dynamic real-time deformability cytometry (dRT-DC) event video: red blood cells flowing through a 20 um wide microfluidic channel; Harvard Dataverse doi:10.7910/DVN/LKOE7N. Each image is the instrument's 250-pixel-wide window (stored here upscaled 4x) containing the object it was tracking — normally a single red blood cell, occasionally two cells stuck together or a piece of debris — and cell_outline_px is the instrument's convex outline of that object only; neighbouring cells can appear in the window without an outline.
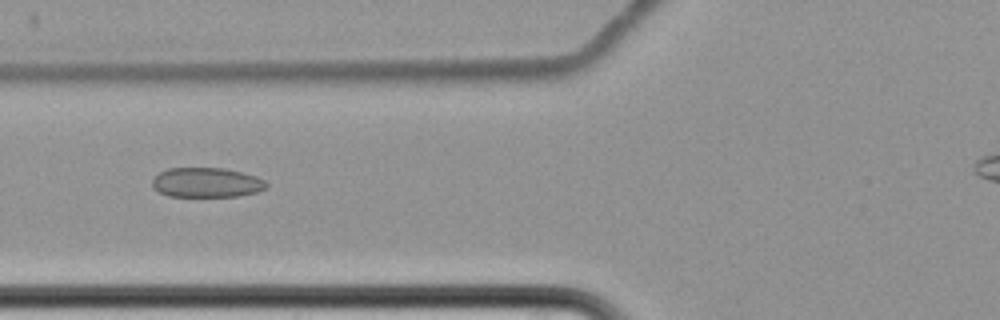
{"species": "common noctule bat (a hibernating species)", "species_latin": "Nyctalus noctula", "temperature_condition": "cold", "stored_images_in_passage": 16, "camera_frame_rate_fps": 3000, "um_per_image_px": 0.085, "animal": {"sex": "female", "body_mass_g": 22.7, "forearm_length_mm": 54.2}, "frame": {"image": 1, "passage_image": 7, "time_ms": 8.333, "image_size_px": [1000, 320], "cell_outline_px": [[268, 184], [264, 188], [256, 192], [240, 196], [168, 196], [152, 188], [152, 180], [160, 172], [168, 168], [224, 168], [256, 176], [264, 180]], "centroid_in_image_um": [17.54, 15.51], "position_along_channel_um": 108.3, "area_um2": 19.65}}
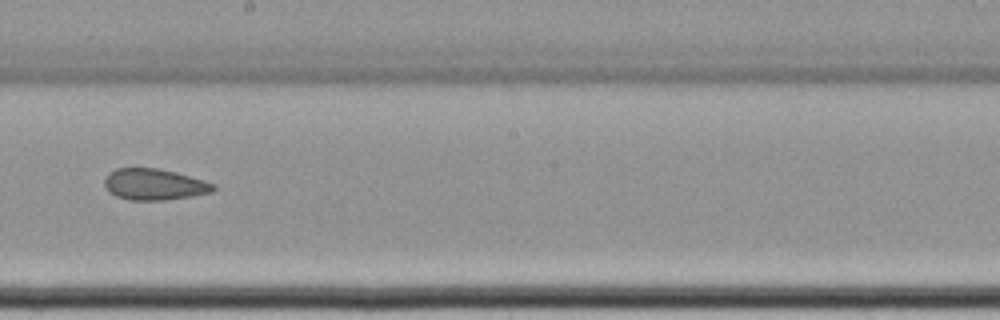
{"frame": {"image": 2, "passage_image": 10, "time_ms": 12.0, "image_size_px": [1000, 320], "cell_outline_px": [[216, 188], [212, 192], [192, 196], [164, 200], [128, 200], [116, 196], [108, 192], [104, 184], [104, 180], [108, 172], [116, 168], [156, 168], [176, 172], [204, 180], [216, 184]], "centroid_in_image_um": [13.1, 15.67], "position_along_channel_um": 235.1, "area_um2": 20.0}}
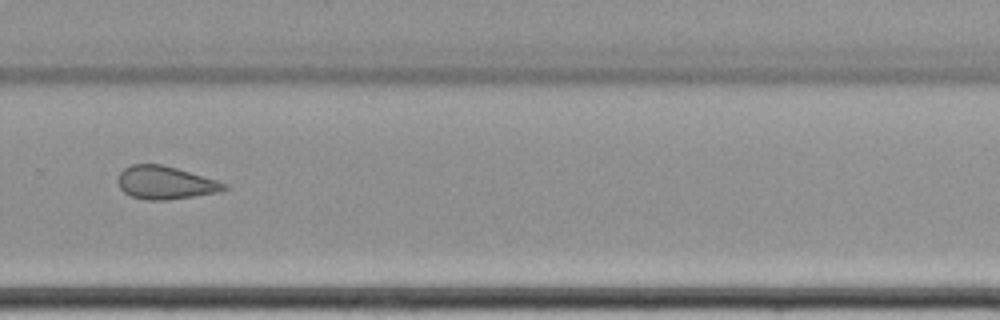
{"frame": {"image": 3, "passage_image": 12, "time_ms": 14.333, "image_size_px": [1000, 320], "cell_outline_px": [[228, 188], [216, 192], [192, 196], [164, 200], [148, 200], [132, 196], [124, 192], [120, 188], [116, 180], [120, 172], [124, 168], [132, 164], [160, 164], [176, 168], [216, 180], [228, 184]], "centroid_in_image_um": [14.0, 15.52], "position_along_channel_um": 315.8, "area_um2": 20.17}, "authors_computed_cell_mechanics": {"area_um2": 20.4323, "velocity_mm_per_s": 3.4681, "shape_relaxation_time_tau1_ms": null, "shape_relaxation_time_tau2_ms": 7.2873, "deformation_change_tau1": null, "deformation_change_tau2": 0.1084}}